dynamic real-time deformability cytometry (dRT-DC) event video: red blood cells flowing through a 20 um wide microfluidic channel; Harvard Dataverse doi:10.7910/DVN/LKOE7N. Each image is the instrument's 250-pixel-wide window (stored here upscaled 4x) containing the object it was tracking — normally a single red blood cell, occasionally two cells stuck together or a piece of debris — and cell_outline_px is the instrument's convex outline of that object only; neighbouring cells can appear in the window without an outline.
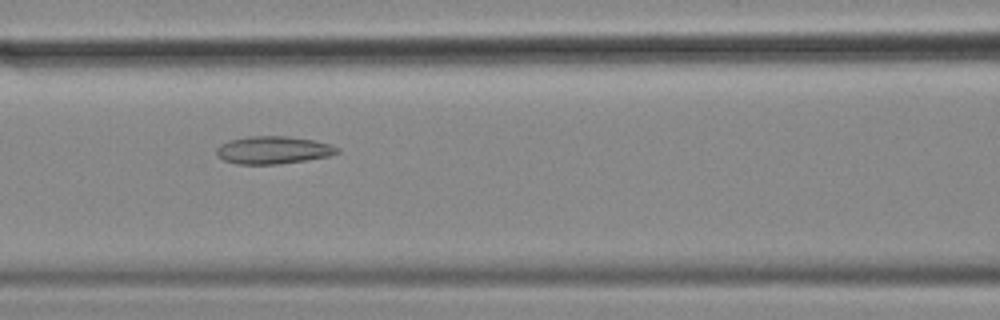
{"species": "common noctule bat (a hibernating species)", "species_latin": "Nyctalus noctula", "temperature_condition": "cold", "stored_images_in_passage": 32, "camera_frame_rate_fps": 3000, "um_per_image_px": 0.085, "animal": {"sex": "female", "body_mass_g": 18.4}, "frame": {"image": 1, "passage_image": 7, "time_ms": 2.0, "image_size_px": [1000, 320], "cell_outline_px": [[340, 152], [328, 156], [280, 164], [236, 164], [224, 160], [216, 156], [216, 148], [220, 144], [228, 140], [248, 136], [288, 136], [312, 140], [332, 144], [340, 148]], "centroid_in_image_um": [23.2, 12.75], "position_along_channel_um": 143.4, "area_um2": 19.59}}
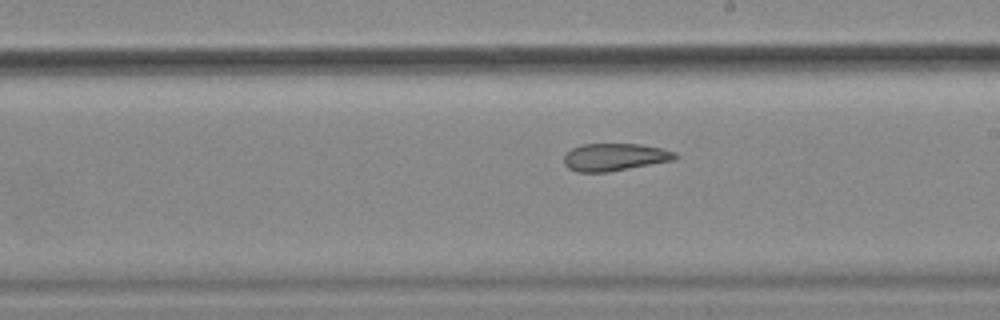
{"frame": {"image": 2, "passage_image": 15, "time_ms": 4.667, "image_size_px": [1000, 320], "cell_outline_px": [[680, 156], [676, 160], [608, 172], [576, 172], [568, 168], [564, 164], [564, 156], [572, 148], [580, 144], [640, 144], [660, 148], [676, 152]], "centroid_in_image_um": [52.27, 13.35], "position_along_channel_um": 236.7, "area_um2": 17.98}}
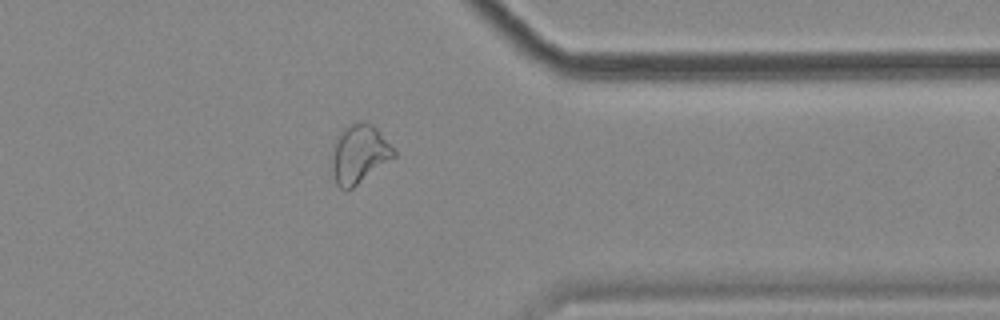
{"frame": {"image": 3, "passage_image": 28, "time_ms": 9.0, "image_size_px": [1000, 320], "cell_outline_px": [[396, 156], [352, 188], [344, 192], [336, 184], [332, 172], [332, 144], [336, 136], [344, 128], [356, 120], [364, 120], [372, 124], [376, 128], [396, 152]], "centroid_in_image_um": [30.49, 13.08], "position_along_channel_um": 380.9, "area_um2": 21.39}}